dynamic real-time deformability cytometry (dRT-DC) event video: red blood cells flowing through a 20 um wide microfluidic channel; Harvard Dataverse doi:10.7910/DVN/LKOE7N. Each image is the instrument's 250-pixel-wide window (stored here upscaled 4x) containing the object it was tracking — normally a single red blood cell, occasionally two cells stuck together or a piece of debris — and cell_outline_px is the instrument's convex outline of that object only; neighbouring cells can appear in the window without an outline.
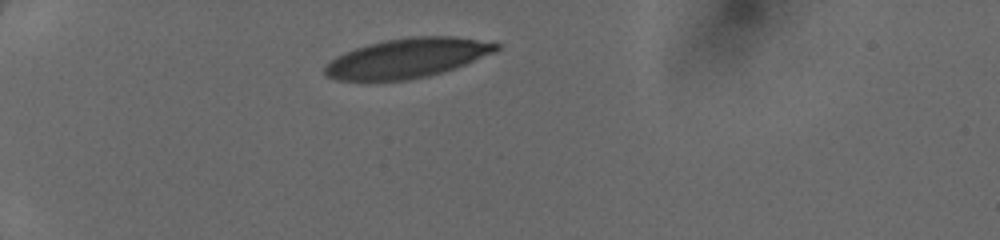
{"species": "human", "species_latin": "Homo sapiens", "temperature_condition": "cold", "stored_images_in_passage": 33, "camera_frame_rate_fps": 3000, "um_per_image_px": 0.085, "donor": {"sex": "female"}, "frame": {"image": 1, "passage_image": 1, "time_ms": 0.0, "image_size_px": [1000, 240], "cell_outline_px": [[500, 48], [496, 52], [456, 68], [444, 72], [428, 76], [408, 80], [336, 80], [328, 76], [324, 72], [324, 68], [336, 56], [344, 52], [368, 44], [384, 40], [408, 36], [456, 36], [496, 40], [500, 44]], "centroid_in_image_um": [34.74, 4.91], "position_along_channel_um": 50.3, "area_um2": 40.0}}
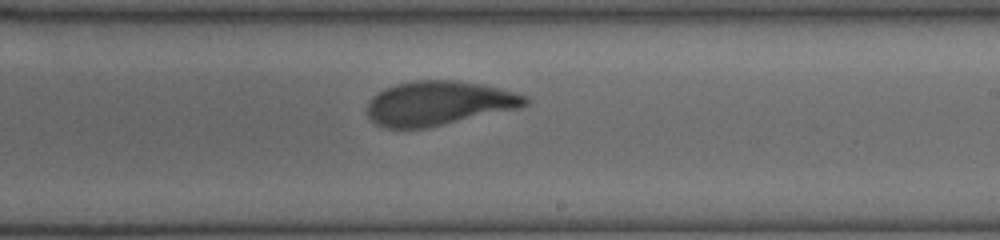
{"frame": {"image": 2, "passage_image": 18, "time_ms": 5.667, "image_size_px": [1000, 240], "cell_outline_px": [[528, 104], [520, 108], [428, 128], [384, 128], [376, 124], [368, 116], [368, 104], [372, 96], [376, 92], [384, 88], [396, 84], [416, 80], [456, 80], [484, 84], [528, 96]], "centroid_in_image_um": [37.29, 8.77], "position_along_channel_um": 251.7, "area_um2": 41.04}}
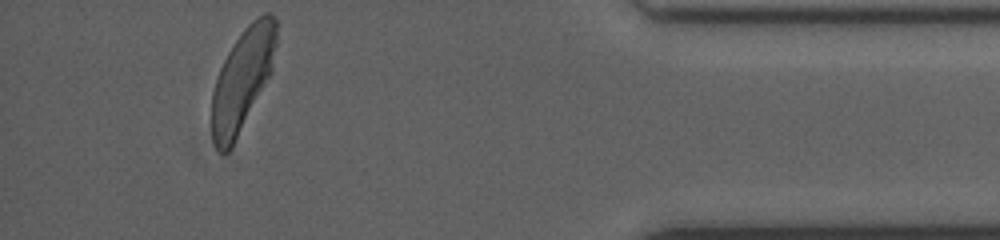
{"frame": {"image": 3, "passage_image": 32, "time_ms": 10.333, "image_size_px": [1000, 240], "cell_outline_px": [[276, 44], [272, 72], [228, 152], [220, 152], [216, 148], [212, 140], [212, 92], [220, 68], [228, 52], [244, 28], [252, 20], [264, 12], [272, 12], [276, 20]], "centroid_in_image_um": [20.61, 6.72], "position_along_channel_um": 414.6, "area_um2": 37.92}}